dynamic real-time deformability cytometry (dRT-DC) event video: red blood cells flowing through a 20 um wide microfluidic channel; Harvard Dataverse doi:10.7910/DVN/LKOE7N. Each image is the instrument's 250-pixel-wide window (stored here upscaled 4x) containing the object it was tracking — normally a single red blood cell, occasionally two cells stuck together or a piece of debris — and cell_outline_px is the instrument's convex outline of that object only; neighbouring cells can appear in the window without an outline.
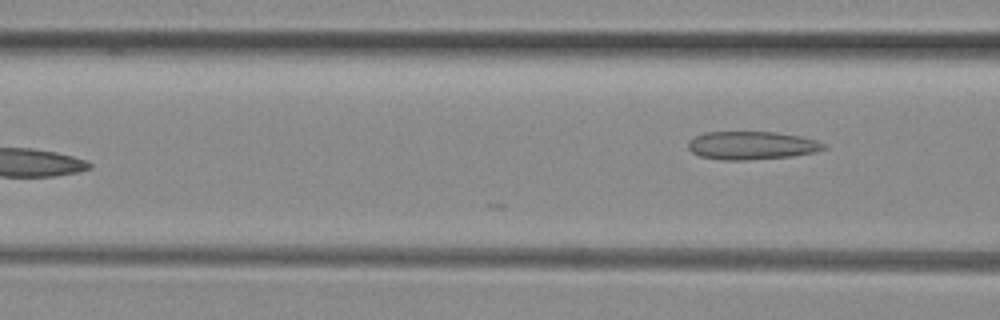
{"species": "common noctule bat (a hibernating species)", "species_latin": "Nyctalus noctula", "temperature_condition": "room temperature", "stored_images_in_passage": 6, "camera_frame_rate_fps": 3000, "um_per_image_px": 0.085, "animal": {"sex": "female", "body_mass_g": 29.2, "forearm_length_mm": 56.3}, "frame": {"image": 1, "passage_image": 6, "time_ms": 1.667, "image_size_px": [1000, 320], "cell_outline_px": [[828, 148], [812, 152], [792, 156], [748, 160], [724, 160], [700, 156], [692, 152], [688, 148], [688, 140], [704, 132], [776, 132], [800, 136], [816, 140], [828, 144]], "centroid_in_image_um": [63.9, 12.36], "position_along_channel_um": 102.7, "area_um2": 22.31}}